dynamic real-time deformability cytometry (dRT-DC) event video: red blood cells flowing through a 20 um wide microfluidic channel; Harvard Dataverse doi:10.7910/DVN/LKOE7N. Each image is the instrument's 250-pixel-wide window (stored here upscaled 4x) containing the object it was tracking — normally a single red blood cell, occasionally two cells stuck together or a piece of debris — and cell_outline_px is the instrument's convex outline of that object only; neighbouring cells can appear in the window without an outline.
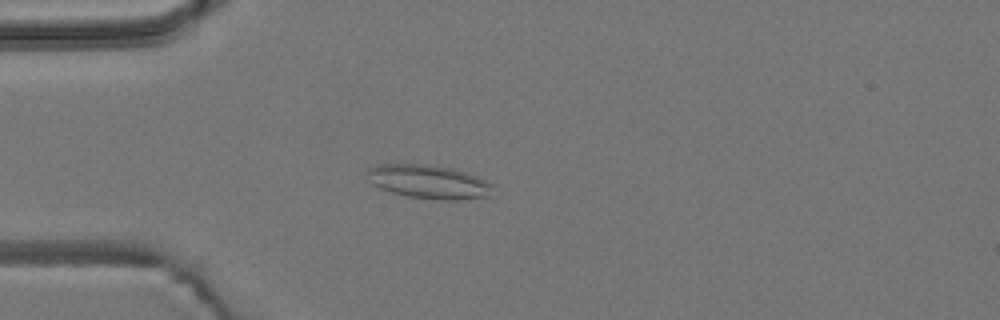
{"species": "common noctule bat (a hibernating species)", "species_latin": "Nyctalus noctula", "temperature_condition": "room temperature", "stored_images_in_passage": 54, "camera_frame_rate_fps": 3000, "um_per_image_px": 0.085, "animal": {"sex": "male", "body_mass_g": 19.2, "forearm_length_mm": 51.8}, "frame": {"image": 1, "passage_image": 14, "time_ms": 4.333, "image_size_px": [1000, 320], "cell_outline_px": [[492, 184], [488, 196], [456, 200], [448, 200], [408, 196], [392, 192], [380, 188], [372, 184], [368, 180], [368, 168], [376, 164], [428, 164], [448, 168], [464, 172], [476, 176]], "centroid_in_image_um": [36.37, 15.44], "position_along_channel_um": 48.6, "area_um2": 24.22}}
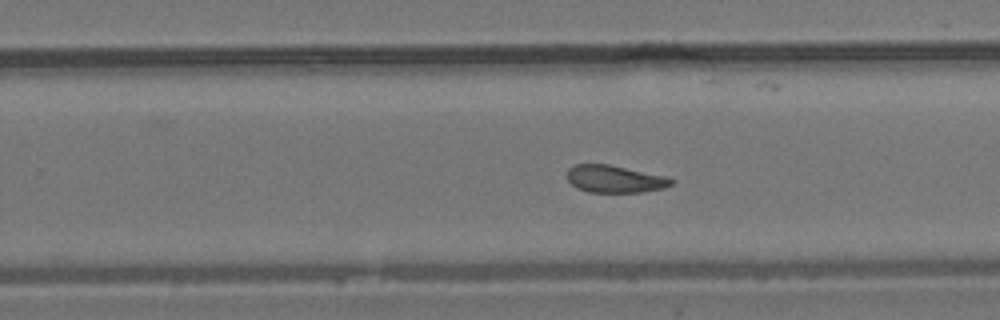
{"frame": {"image": 2, "passage_image": 33, "time_ms": 10.667, "image_size_px": [1000, 320], "cell_outline_px": [[676, 180], [672, 184], [664, 188], [640, 192], [588, 192], [576, 188], [568, 180], [568, 168], [576, 164], [608, 164], [664, 176]], "centroid_in_image_um": [52.24, 15.22], "position_along_channel_um": 277.6, "area_um2": 16.47}}
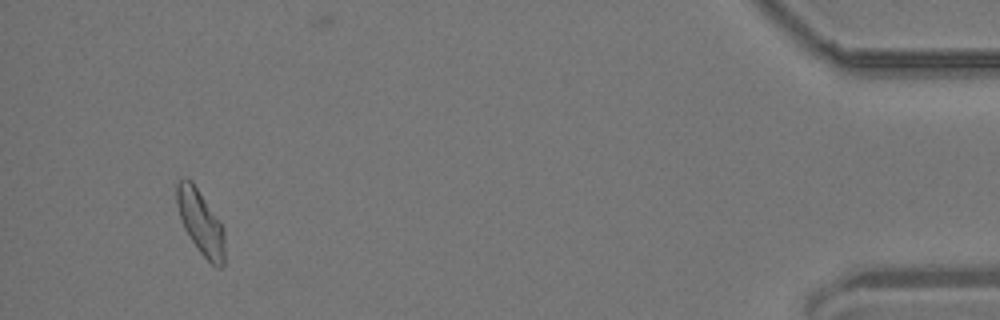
{"frame": {"image": 3, "passage_image": 50, "time_ms": 16.333, "image_size_px": [1000, 320], "cell_outline_px": [[224, 264], [220, 268], [216, 268], [200, 252], [184, 228], [176, 204], [176, 184], [184, 176], [192, 180], [224, 228]], "centroid_in_image_um": [17.04, 18.87], "position_along_channel_um": 418.2, "area_um2": 17.86}, "authors_computed_cell_mechanics": {"area_um2": 17.918, "velocity_mm_per_s": 3.8339, "shape_relaxation_time_tau1_ms": null, "shape_relaxation_time_tau2_ms": 4.9179, "deformation_change_tau1": null, "deformation_change_tau2": 0.0887}}